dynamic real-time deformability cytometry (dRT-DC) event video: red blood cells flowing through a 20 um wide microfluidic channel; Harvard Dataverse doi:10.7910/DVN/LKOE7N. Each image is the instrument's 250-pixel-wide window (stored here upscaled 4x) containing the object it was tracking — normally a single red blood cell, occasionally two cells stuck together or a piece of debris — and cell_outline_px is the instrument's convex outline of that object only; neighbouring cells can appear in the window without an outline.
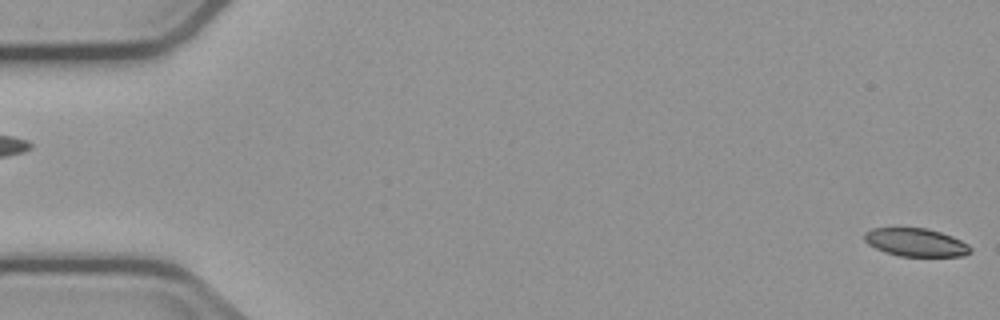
{"species": "common noctule bat (a hibernating species)", "species_latin": "Nyctalus noctula", "temperature_condition": "cold", "stored_images_in_passage": 4, "segment_of_instrument_passage": [2, 2], "camera_frame_rate_fps": 3000, "um_per_image_px": 0.085, "animal": {"sex": "male", "body_mass_g": 23.1, "forearm_length_mm": 52.7}, "frame": {"image": 1, "passage_image": 4, "time_ms": 4.667, "image_size_px": [1000, 320], "cell_outline_px": [[972, 252], [964, 256], [900, 256], [884, 252], [868, 244], [864, 240], [864, 232], [872, 228], [928, 228], [952, 236], [968, 244], [972, 248]], "centroid_in_image_um": [77.85, 20.6], "position_along_channel_um": 7.1, "area_um2": 17.46}}